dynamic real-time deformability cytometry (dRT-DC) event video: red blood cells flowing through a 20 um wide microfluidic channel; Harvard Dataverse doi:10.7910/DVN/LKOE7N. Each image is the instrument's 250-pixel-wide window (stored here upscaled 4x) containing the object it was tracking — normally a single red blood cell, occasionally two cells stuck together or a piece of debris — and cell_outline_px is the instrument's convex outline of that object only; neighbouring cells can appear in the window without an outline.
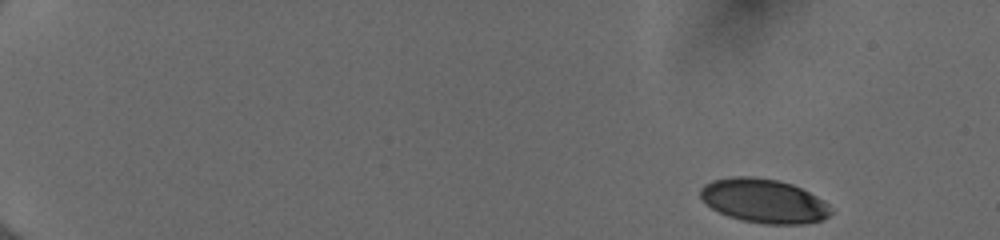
{"species": "human", "species_latin": "Homo sapiens", "temperature_condition": "cold", "stored_images_in_passage": 49, "camera_frame_rate_fps": 3000, "um_per_image_px": 0.085, "donor": {"sex": "female"}, "frame": {"image": 1, "passage_image": 1, "time_ms": 0.0, "image_size_px": [1000, 240], "cell_outline_px": [[832, 212], [824, 220], [804, 224], [764, 224], [744, 220], [728, 216], [712, 208], [700, 196], [700, 188], [704, 184], [712, 180], [732, 176], [752, 176], [776, 180], [792, 184], [824, 200], [828, 204]], "centroid_in_image_um": [64.94, 17.07], "position_along_channel_um": 20.1, "area_um2": 33.41}}
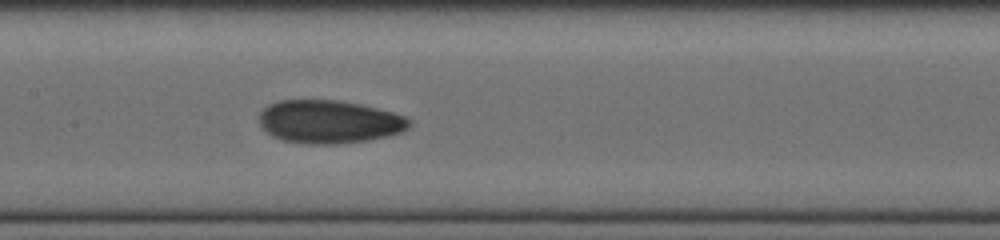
{"frame": {"image": 2, "passage_image": 25, "time_ms": 8.0, "image_size_px": [1000, 240], "cell_outline_px": [[412, 124], [404, 132], [388, 136], [368, 140], [332, 144], [312, 144], [284, 140], [272, 136], [260, 124], [260, 112], [268, 104], [280, 100], [336, 100], [360, 104], [392, 112], [404, 116], [412, 120]], "centroid_in_image_um": [28.01, 10.34], "position_along_channel_um": 179.4, "area_um2": 37.63}}
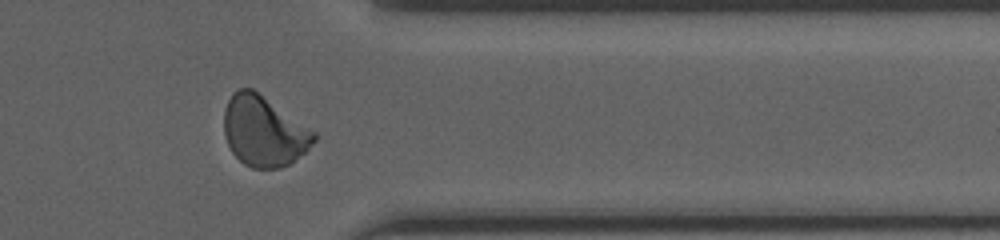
{"frame": {"image": 3, "passage_image": 41, "time_ms": 13.333, "image_size_px": [1000, 240], "cell_outline_px": [[316, 140], [304, 152], [288, 164], [280, 168], [252, 168], [244, 164], [232, 152], [224, 136], [224, 108], [232, 92], [240, 88], [252, 88], [316, 132]], "centroid_in_image_um": [22.4, 11.14], "position_along_channel_um": 389.0, "area_um2": 36.65}, "authors_computed_cell_mechanics": {"area_um2": 35.836, "velocity_mm_per_s": 4.0001, "shape_relaxation_time_tau1_ms": 7.5185, "shape_relaxation_time_tau2_ms": 1.2858, "deformation_change_tau1": 0.1979, "deformation_change_tau2": 0.0543}}